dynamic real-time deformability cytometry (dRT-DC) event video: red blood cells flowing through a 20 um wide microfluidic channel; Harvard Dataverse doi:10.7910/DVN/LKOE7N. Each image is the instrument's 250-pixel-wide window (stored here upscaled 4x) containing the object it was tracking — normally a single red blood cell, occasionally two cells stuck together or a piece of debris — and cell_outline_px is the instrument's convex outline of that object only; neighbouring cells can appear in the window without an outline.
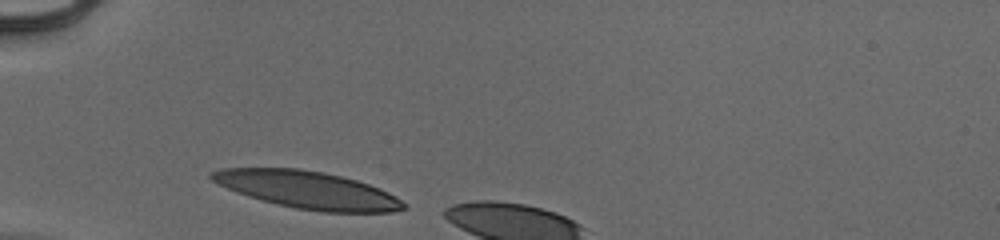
{"species": "human", "species_latin": "Homo sapiens", "temperature_condition": "cold", "stored_images_in_passage": 5, "camera_frame_rate_fps": 3000, "um_per_image_px": 0.085, "donor": {"sex": "male"}, "frame": {"image": 1, "passage_image": 1, "time_ms": 0.0, "image_size_px": [1000, 240], "cell_outline_px": [[404, 208], [392, 212], [324, 212], [296, 208], [276, 204], [248, 196], [228, 188], [212, 180], [208, 176], [208, 172], [220, 168], [300, 168], [324, 172], [356, 180], [380, 188], [396, 196], [404, 204]], "centroid_in_image_um": [26.12, 16.13], "position_along_channel_um": 58.9, "area_um2": 41.56}}